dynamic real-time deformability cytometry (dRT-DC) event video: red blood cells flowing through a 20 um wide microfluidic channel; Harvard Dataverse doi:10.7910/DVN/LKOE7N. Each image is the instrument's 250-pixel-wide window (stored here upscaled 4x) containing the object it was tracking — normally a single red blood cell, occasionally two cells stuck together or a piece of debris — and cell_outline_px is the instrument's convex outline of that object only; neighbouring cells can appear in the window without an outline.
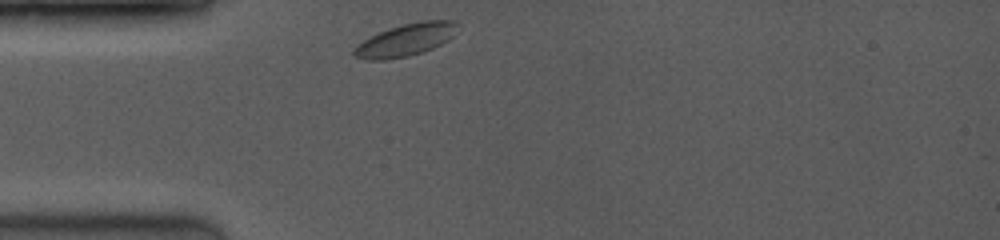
{"species": "common noctule bat (a hibernating species)", "species_latin": "Nyctalus noctula", "temperature_condition": "room temperature", "stored_images_in_passage": 9, "camera_frame_rate_fps": 3500, "um_per_image_px": 0.085, "animal": {"sex": "female", "body_mass_g": 19.0, "forearm_length_mm": 53.3}, "frame": {"image": 1, "passage_image": 1, "time_ms": 0.0, "image_size_px": [1000, 240], "cell_outline_px": [[460, 24], [452, 36], [448, 40], [432, 48], [408, 56], [384, 60], [368, 60], [352, 56], [352, 52], [356, 44], [388, 28], [420, 20], [456, 20]], "centroid_in_image_um": [34.48, 3.38], "position_along_channel_um": 50.5, "area_um2": 19.54}}
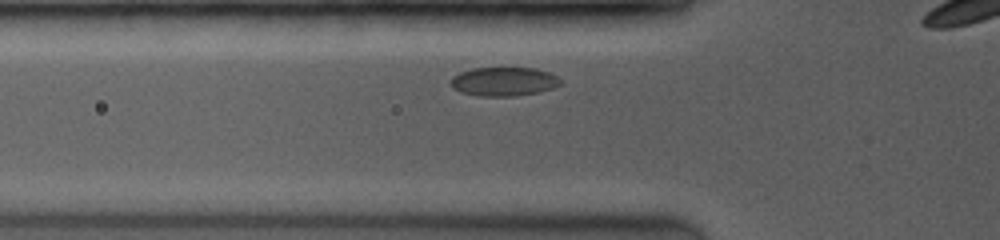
{"frame": {"image": 2, "passage_image": 3, "time_ms": 1.143, "image_size_px": [1000, 240], "cell_outline_px": [[560, 84], [552, 88], [540, 92], [516, 96], [480, 96], [460, 92], [452, 88], [452, 76], [460, 72], [472, 68], [536, 68], [548, 72], [556, 76], [560, 80]], "centroid_in_image_um": [42.81, 6.93], "position_along_channel_um": 83.0, "area_um2": 18.44}}